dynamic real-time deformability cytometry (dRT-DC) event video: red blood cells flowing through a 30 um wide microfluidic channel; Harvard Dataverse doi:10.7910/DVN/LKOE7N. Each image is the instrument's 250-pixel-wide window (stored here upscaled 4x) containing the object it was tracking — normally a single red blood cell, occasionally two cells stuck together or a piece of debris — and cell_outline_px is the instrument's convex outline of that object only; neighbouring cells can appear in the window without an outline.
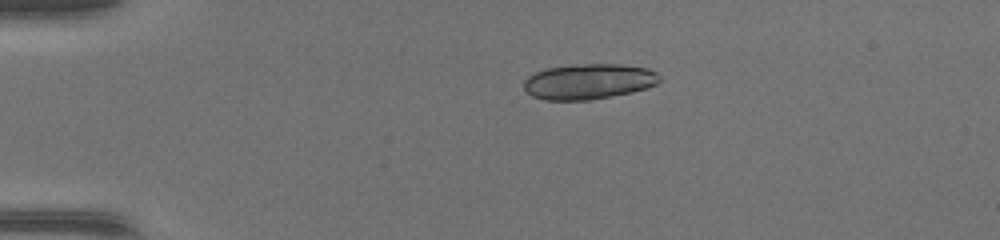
{"species": "common noctule bat (a hibernating species)", "species_latin": "Nyctalus noctula", "temperature_condition": "warm", "stored_images_in_passage": 39, "segment_of_instrument_passage": [1, 2], "camera_frame_rate_fps": 3000, "um_per_image_px": 0.085, "animal": {"sex": "female", "body_mass_g": 17.0, "forearm_length_mm": 48.0}, "frame": {"image": 1, "passage_image": 2, "time_ms": 0.333, "image_size_px": [1000, 240], "cell_outline_px": [[660, 80], [656, 84], [648, 88], [632, 92], [612, 96], [588, 100], [544, 100], [532, 96], [524, 88], [524, 80], [532, 72], [544, 68], [576, 64], [620, 64], [648, 68], [656, 72], [660, 76]], "centroid_in_image_um": [50.02, 6.92], "position_along_channel_um": 35.0, "area_um2": 28.32}}